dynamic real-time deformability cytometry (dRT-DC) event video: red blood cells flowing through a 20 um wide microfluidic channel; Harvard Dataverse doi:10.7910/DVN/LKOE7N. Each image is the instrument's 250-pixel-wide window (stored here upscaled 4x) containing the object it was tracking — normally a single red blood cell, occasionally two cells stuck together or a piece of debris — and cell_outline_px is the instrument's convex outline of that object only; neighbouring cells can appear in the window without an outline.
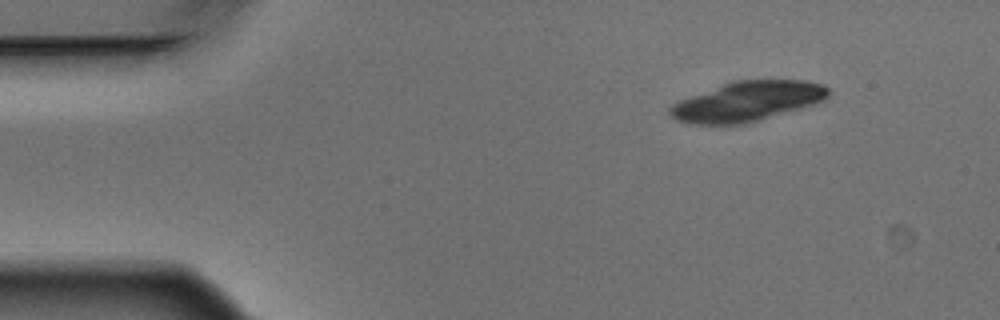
{"species": "Egyptian fruit bat (a non-hibernating species)", "species_latin": "Rousettus aegyptiacus", "temperature_condition": "warm", "stored_images_in_passage": 10, "camera_frame_rate_fps": 3000, "um_per_image_px": 0.085, "animal": {"sex": "male"}, "frame": {"image": 1, "passage_image": 1, "time_ms": 0.0, "image_size_px": [1000, 320], "cell_outline_px": [[828, 96], [824, 100], [816, 104], [744, 124], [688, 124], [676, 120], [668, 116], [668, 108], [672, 104], [680, 100], [732, 80], [804, 80], [824, 84], [828, 88]], "centroid_in_image_um": [63.5, 8.62], "position_along_channel_um": 21.5, "area_um2": 36.88}}
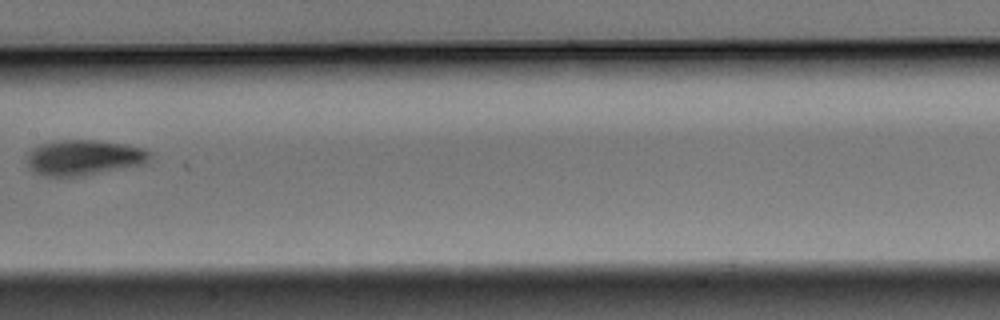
{"frame": {"image": 2, "passage_image": 7, "time_ms": 2.0, "image_size_px": [1000, 320], "cell_outline_px": [[152, 156], [144, 164], [80, 176], [48, 176], [32, 172], [28, 164], [28, 156], [32, 148], [40, 144], [60, 140], [96, 140], [124, 144], [144, 148]], "centroid_in_image_um": [7.12, 13.39], "position_along_channel_um": 200.3, "area_um2": 25.14}}
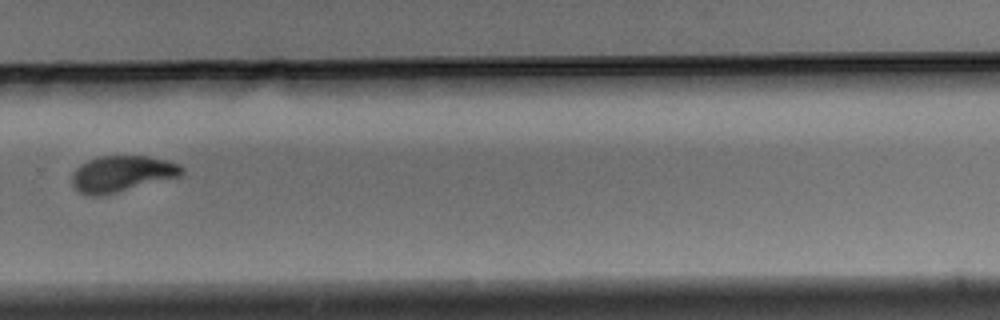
{"frame": {"image": 3, "passage_image": 10, "time_ms": 3.0, "image_size_px": [1000, 320], "cell_outline_px": [[184, 172], [180, 176], [100, 196], [88, 196], [80, 192], [72, 184], [72, 172], [80, 164], [88, 160], [100, 156], [148, 156], [180, 164], [184, 168]], "centroid_in_image_um": [10.34, 14.76], "position_along_channel_um": 319.5, "area_um2": 22.95}}